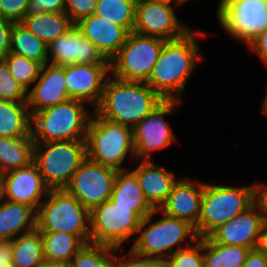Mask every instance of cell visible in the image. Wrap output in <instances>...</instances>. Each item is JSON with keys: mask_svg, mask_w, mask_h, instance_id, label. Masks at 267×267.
I'll return each instance as SVG.
<instances>
[{"mask_svg": "<svg viewBox=\"0 0 267 267\" xmlns=\"http://www.w3.org/2000/svg\"><path fill=\"white\" fill-rule=\"evenodd\" d=\"M196 36H206L204 32L190 30L184 36L166 40L159 59L153 67L146 83L164 100L182 101L181 93L200 55V45Z\"/></svg>", "mask_w": 267, "mask_h": 267, "instance_id": "obj_1", "label": "cell"}, {"mask_svg": "<svg viewBox=\"0 0 267 267\" xmlns=\"http://www.w3.org/2000/svg\"><path fill=\"white\" fill-rule=\"evenodd\" d=\"M163 101L146 82L125 81L110 75L95 111L107 120L133 129Z\"/></svg>", "mask_w": 267, "mask_h": 267, "instance_id": "obj_2", "label": "cell"}, {"mask_svg": "<svg viewBox=\"0 0 267 267\" xmlns=\"http://www.w3.org/2000/svg\"><path fill=\"white\" fill-rule=\"evenodd\" d=\"M86 103L69 99L31 115L34 143L86 141L91 113Z\"/></svg>", "mask_w": 267, "mask_h": 267, "instance_id": "obj_3", "label": "cell"}, {"mask_svg": "<svg viewBox=\"0 0 267 267\" xmlns=\"http://www.w3.org/2000/svg\"><path fill=\"white\" fill-rule=\"evenodd\" d=\"M160 212L163 217L153 221V216ZM137 234L139 236L136 235L131 249L139 255L160 260L169 258L175 251L190 246L198 238L195 228L190 223L168 216L160 209H155L141 221ZM186 238L188 242L179 245L184 243ZM174 246L177 247L174 249Z\"/></svg>", "mask_w": 267, "mask_h": 267, "instance_id": "obj_4", "label": "cell"}, {"mask_svg": "<svg viewBox=\"0 0 267 267\" xmlns=\"http://www.w3.org/2000/svg\"><path fill=\"white\" fill-rule=\"evenodd\" d=\"M36 213L40 232H66L90 243V212L65 189H50Z\"/></svg>", "mask_w": 267, "mask_h": 267, "instance_id": "obj_5", "label": "cell"}, {"mask_svg": "<svg viewBox=\"0 0 267 267\" xmlns=\"http://www.w3.org/2000/svg\"><path fill=\"white\" fill-rule=\"evenodd\" d=\"M88 124L87 157L102 165L121 167L126 156L135 161L132 128L101 117L95 110Z\"/></svg>", "mask_w": 267, "mask_h": 267, "instance_id": "obj_6", "label": "cell"}, {"mask_svg": "<svg viewBox=\"0 0 267 267\" xmlns=\"http://www.w3.org/2000/svg\"><path fill=\"white\" fill-rule=\"evenodd\" d=\"M254 203V184L236 187L204 184L202 212L195 232L198 238L208 237L219 226Z\"/></svg>", "mask_w": 267, "mask_h": 267, "instance_id": "obj_7", "label": "cell"}, {"mask_svg": "<svg viewBox=\"0 0 267 267\" xmlns=\"http://www.w3.org/2000/svg\"><path fill=\"white\" fill-rule=\"evenodd\" d=\"M86 158V141H49L34 144L33 161L50 189H64Z\"/></svg>", "mask_w": 267, "mask_h": 267, "instance_id": "obj_8", "label": "cell"}, {"mask_svg": "<svg viewBox=\"0 0 267 267\" xmlns=\"http://www.w3.org/2000/svg\"><path fill=\"white\" fill-rule=\"evenodd\" d=\"M165 42L162 38L130 32L124 45L110 61V74L125 81L146 82Z\"/></svg>", "mask_w": 267, "mask_h": 267, "instance_id": "obj_9", "label": "cell"}, {"mask_svg": "<svg viewBox=\"0 0 267 267\" xmlns=\"http://www.w3.org/2000/svg\"><path fill=\"white\" fill-rule=\"evenodd\" d=\"M90 243L121 248L138 232L136 208L118 207L110 199L90 211Z\"/></svg>", "mask_w": 267, "mask_h": 267, "instance_id": "obj_10", "label": "cell"}, {"mask_svg": "<svg viewBox=\"0 0 267 267\" xmlns=\"http://www.w3.org/2000/svg\"><path fill=\"white\" fill-rule=\"evenodd\" d=\"M217 16L226 34L248 45L267 28V0H220Z\"/></svg>", "mask_w": 267, "mask_h": 267, "instance_id": "obj_11", "label": "cell"}, {"mask_svg": "<svg viewBox=\"0 0 267 267\" xmlns=\"http://www.w3.org/2000/svg\"><path fill=\"white\" fill-rule=\"evenodd\" d=\"M117 173V169L87 157L64 189L90 212L110 199Z\"/></svg>", "mask_w": 267, "mask_h": 267, "instance_id": "obj_12", "label": "cell"}, {"mask_svg": "<svg viewBox=\"0 0 267 267\" xmlns=\"http://www.w3.org/2000/svg\"><path fill=\"white\" fill-rule=\"evenodd\" d=\"M180 104L179 100H164L132 129L136 160H150L153 151L175 143L176 137L164 118Z\"/></svg>", "mask_w": 267, "mask_h": 267, "instance_id": "obj_13", "label": "cell"}, {"mask_svg": "<svg viewBox=\"0 0 267 267\" xmlns=\"http://www.w3.org/2000/svg\"><path fill=\"white\" fill-rule=\"evenodd\" d=\"M178 20L170 3L137 0L132 32L165 40L178 39L191 30L183 21Z\"/></svg>", "mask_w": 267, "mask_h": 267, "instance_id": "obj_14", "label": "cell"}, {"mask_svg": "<svg viewBox=\"0 0 267 267\" xmlns=\"http://www.w3.org/2000/svg\"><path fill=\"white\" fill-rule=\"evenodd\" d=\"M0 186L1 198L28 205L36 212L50 190L34 161L26 167L0 175Z\"/></svg>", "mask_w": 267, "mask_h": 267, "instance_id": "obj_15", "label": "cell"}, {"mask_svg": "<svg viewBox=\"0 0 267 267\" xmlns=\"http://www.w3.org/2000/svg\"><path fill=\"white\" fill-rule=\"evenodd\" d=\"M48 54V63L56 66L110 65V61L75 25L48 46Z\"/></svg>", "mask_w": 267, "mask_h": 267, "instance_id": "obj_16", "label": "cell"}, {"mask_svg": "<svg viewBox=\"0 0 267 267\" xmlns=\"http://www.w3.org/2000/svg\"><path fill=\"white\" fill-rule=\"evenodd\" d=\"M110 65L73 64L65 66V80L70 99L99 106Z\"/></svg>", "mask_w": 267, "mask_h": 267, "instance_id": "obj_17", "label": "cell"}, {"mask_svg": "<svg viewBox=\"0 0 267 267\" xmlns=\"http://www.w3.org/2000/svg\"><path fill=\"white\" fill-rule=\"evenodd\" d=\"M264 224L258 206L253 203L227 223L219 226L209 237L223 245H237L255 249Z\"/></svg>", "mask_w": 267, "mask_h": 267, "instance_id": "obj_18", "label": "cell"}, {"mask_svg": "<svg viewBox=\"0 0 267 267\" xmlns=\"http://www.w3.org/2000/svg\"><path fill=\"white\" fill-rule=\"evenodd\" d=\"M66 82L65 66L43 65L33 88L27 92L30 115L69 100Z\"/></svg>", "mask_w": 267, "mask_h": 267, "instance_id": "obj_19", "label": "cell"}, {"mask_svg": "<svg viewBox=\"0 0 267 267\" xmlns=\"http://www.w3.org/2000/svg\"><path fill=\"white\" fill-rule=\"evenodd\" d=\"M204 184L181 178L172 187L167 201L160 207L166 215L190 223L194 228L202 212Z\"/></svg>", "mask_w": 267, "mask_h": 267, "instance_id": "obj_20", "label": "cell"}, {"mask_svg": "<svg viewBox=\"0 0 267 267\" xmlns=\"http://www.w3.org/2000/svg\"><path fill=\"white\" fill-rule=\"evenodd\" d=\"M75 26L109 61L119 52L129 34L124 27L95 14L82 18Z\"/></svg>", "mask_w": 267, "mask_h": 267, "instance_id": "obj_21", "label": "cell"}, {"mask_svg": "<svg viewBox=\"0 0 267 267\" xmlns=\"http://www.w3.org/2000/svg\"><path fill=\"white\" fill-rule=\"evenodd\" d=\"M139 185L149 203L155 208L167 201L173 185L178 181L172 171L158 166L150 160H142L134 169Z\"/></svg>", "mask_w": 267, "mask_h": 267, "instance_id": "obj_22", "label": "cell"}, {"mask_svg": "<svg viewBox=\"0 0 267 267\" xmlns=\"http://www.w3.org/2000/svg\"><path fill=\"white\" fill-rule=\"evenodd\" d=\"M110 200L118 207L136 208V215L141 220L155 210L145 197L136 175L130 168L118 170Z\"/></svg>", "mask_w": 267, "mask_h": 267, "instance_id": "obj_23", "label": "cell"}, {"mask_svg": "<svg viewBox=\"0 0 267 267\" xmlns=\"http://www.w3.org/2000/svg\"><path fill=\"white\" fill-rule=\"evenodd\" d=\"M36 213L28 205L0 198V240H12L35 230Z\"/></svg>", "mask_w": 267, "mask_h": 267, "instance_id": "obj_24", "label": "cell"}, {"mask_svg": "<svg viewBox=\"0 0 267 267\" xmlns=\"http://www.w3.org/2000/svg\"><path fill=\"white\" fill-rule=\"evenodd\" d=\"M21 23L47 46L75 25L65 12L25 15Z\"/></svg>", "mask_w": 267, "mask_h": 267, "instance_id": "obj_25", "label": "cell"}, {"mask_svg": "<svg viewBox=\"0 0 267 267\" xmlns=\"http://www.w3.org/2000/svg\"><path fill=\"white\" fill-rule=\"evenodd\" d=\"M0 137H32L27 103L0 100Z\"/></svg>", "mask_w": 267, "mask_h": 267, "instance_id": "obj_26", "label": "cell"}, {"mask_svg": "<svg viewBox=\"0 0 267 267\" xmlns=\"http://www.w3.org/2000/svg\"><path fill=\"white\" fill-rule=\"evenodd\" d=\"M34 144L32 137H0V175L32 163Z\"/></svg>", "mask_w": 267, "mask_h": 267, "instance_id": "obj_27", "label": "cell"}, {"mask_svg": "<svg viewBox=\"0 0 267 267\" xmlns=\"http://www.w3.org/2000/svg\"><path fill=\"white\" fill-rule=\"evenodd\" d=\"M41 236L44 258L67 266L85 245L78 236L66 232H41Z\"/></svg>", "mask_w": 267, "mask_h": 267, "instance_id": "obj_28", "label": "cell"}, {"mask_svg": "<svg viewBox=\"0 0 267 267\" xmlns=\"http://www.w3.org/2000/svg\"><path fill=\"white\" fill-rule=\"evenodd\" d=\"M250 248L215 243L209 236L203 238L204 267H242Z\"/></svg>", "mask_w": 267, "mask_h": 267, "instance_id": "obj_29", "label": "cell"}, {"mask_svg": "<svg viewBox=\"0 0 267 267\" xmlns=\"http://www.w3.org/2000/svg\"><path fill=\"white\" fill-rule=\"evenodd\" d=\"M10 52L39 62L42 66L48 64L47 44L30 33L21 22L12 25Z\"/></svg>", "mask_w": 267, "mask_h": 267, "instance_id": "obj_30", "label": "cell"}, {"mask_svg": "<svg viewBox=\"0 0 267 267\" xmlns=\"http://www.w3.org/2000/svg\"><path fill=\"white\" fill-rule=\"evenodd\" d=\"M12 264L15 267H37L44 259L41 232L35 230L12 239Z\"/></svg>", "mask_w": 267, "mask_h": 267, "instance_id": "obj_31", "label": "cell"}, {"mask_svg": "<svg viewBox=\"0 0 267 267\" xmlns=\"http://www.w3.org/2000/svg\"><path fill=\"white\" fill-rule=\"evenodd\" d=\"M137 0H97L94 14L124 27L129 33L135 24Z\"/></svg>", "mask_w": 267, "mask_h": 267, "instance_id": "obj_32", "label": "cell"}, {"mask_svg": "<svg viewBox=\"0 0 267 267\" xmlns=\"http://www.w3.org/2000/svg\"><path fill=\"white\" fill-rule=\"evenodd\" d=\"M121 248L108 245L85 244L70 261L68 267H115V252Z\"/></svg>", "mask_w": 267, "mask_h": 267, "instance_id": "obj_33", "label": "cell"}, {"mask_svg": "<svg viewBox=\"0 0 267 267\" xmlns=\"http://www.w3.org/2000/svg\"><path fill=\"white\" fill-rule=\"evenodd\" d=\"M3 60L8 65L12 76L18 84L28 92L32 88L31 84L38 79L42 65L39 62L11 52Z\"/></svg>", "mask_w": 267, "mask_h": 267, "instance_id": "obj_34", "label": "cell"}, {"mask_svg": "<svg viewBox=\"0 0 267 267\" xmlns=\"http://www.w3.org/2000/svg\"><path fill=\"white\" fill-rule=\"evenodd\" d=\"M163 267H204L203 238H197L190 246L175 251L162 260Z\"/></svg>", "mask_w": 267, "mask_h": 267, "instance_id": "obj_35", "label": "cell"}, {"mask_svg": "<svg viewBox=\"0 0 267 267\" xmlns=\"http://www.w3.org/2000/svg\"><path fill=\"white\" fill-rule=\"evenodd\" d=\"M0 100L27 103V91L18 84L3 59H0Z\"/></svg>", "mask_w": 267, "mask_h": 267, "instance_id": "obj_36", "label": "cell"}, {"mask_svg": "<svg viewBox=\"0 0 267 267\" xmlns=\"http://www.w3.org/2000/svg\"><path fill=\"white\" fill-rule=\"evenodd\" d=\"M97 0H65L64 12L75 24L84 17L94 14Z\"/></svg>", "mask_w": 267, "mask_h": 267, "instance_id": "obj_37", "label": "cell"}, {"mask_svg": "<svg viewBox=\"0 0 267 267\" xmlns=\"http://www.w3.org/2000/svg\"><path fill=\"white\" fill-rule=\"evenodd\" d=\"M128 251L123 257L115 255V267H163L160 259L139 255L131 248Z\"/></svg>", "mask_w": 267, "mask_h": 267, "instance_id": "obj_38", "label": "cell"}, {"mask_svg": "<svg viewBox=\"0 0 267 267\" xmlns=\"http://www.w3.org/2000/svg\"><path fill=\"white\" fill-rule=\"evenodd\" d=\"M29 0H0V16L13 21L21 22L26 15Z\"/></svg>", "mask_w": 267, "mask_h": 267, "instance_id": "obj_39", "label": "cell"}, {"mask_svg": "<svg viewBox=\"0 0 267 267\" xmlns=\"http://www.w3.org/2000/svg\"><path fill=\"white\" fill-rule=\"evenodd\" d=\"M65 0H29L26 15L64 12Z\"/></svg>", "mask_w": 267, "mask_h": 267, "instance_id": "obj_40", "label": "cell"}, {"mask_svg": "<svg viewBox=\"0 0 267 267\" xmlns=\"http://www.w3.org/2000/svg\"><path fill=\"white\" fill-rule=\"evenodd\" d=\"M13 21L0 16V59L10 52V33Z\"/></svg>", "mask_w": 267, "mask_h": 267, "instance_id": "obj_41", "label": "cell"}, {"mask_svg": "<svg viewBox=\"0 0 267 267\" xmlns=\"http://www.w3.org/2000/svg\"><path fill=\"white\" fill-rule=\"evenodd\" d=\"M247 46L267 65V28L259 33Z\"/></svg>", "mask_w": 267, "mask_h": 267, "instance_id": "obj_42", "label": "cell"}, {"mask_svg": "<svg viewBox=\"0 0 267 267\" xmlns=\"http://www.w3.org/2000/svg\"><path fill=\"white\" fill-rule=\"evenodd\" d=\"M254 203L258 206L264 223H267V185L254 183Z\"/></svg>", "mask_w": 267, "mask_h": 267, "instance_id": "obj_43", "label": "cell"}, {"mask_svg": "<svg viewBox=\"0 0 267 267\" xmlns=\"http://www.w3.org/2000/svg\"><path fill=\"white\" fill-rule=\"evenodd\" d=\"M242 267H267V257L257 248L250 249Z\"/></svg>", "mask_w": 267, "mask_h": 267, "instance_id": "obj_44", "label": "cell"}, {"mask_svg": "<svg viewBox=\"0 0 267 267\" xmlns=\"http://www.w3.org/2000/svg\"><path fill=\"white\" fill-rule=\"evenodd\" d=\"M12 240H0V265L12 263Z\"/></svg>", "mask_w": 267, "mask_h": 267, "instance_id": "obj_45", "label": "cell"}, {"mask_svg": "<svg viewBox=\"0 0 267 267\" xmlns=\"http://www.w3.org/2000/svg\"><path fill=\"white\" fill-rule=\"evenodd\" d=\"M256 248L267 257V223L262 226Z\"/></svg>", "mask_w": 267, "mask_h": 267, "instance_id": "obj_46", "label": "cell"}, {"mask_svg": "<svg viewBox=\"0 0 267 267\" xmlns=\"http://www.w3.org/2000/svg\"><path fill=\"white\" fill-rule=\"evenodd\" d=\"M37 267H68L66 264L56 261L43 259V261Z\"/></svg>", "mask_w": 267, "mask_h": 267, "instance_id": "obj_47", "label": "cell"}, {"mask_svg": "<svg viewBox=\"0 0 267 267\" xmlns=\"http://www.w3.org/2000/svg\"><path fill=\"white\" fill-rule=\"evenodd\" d=\"M262 109L263 113L267 116V94H265V97L263 98Z\"/></svg>", "mask_w": 267, "mask_h": 267, "instance_id": "obj_48", "label": "cell"}, {"mask_svg": "<svg viewBox=\"0 0 267 267\" xmlns=\"http://www.w3.org/2000/svg\"><path fill=\"white\" fill-rule=\"evenodd\" d=\"M154 1H162V2H167V3H170L172 4L171 2L175 1V5L173 7H177L180 6V2L179 0H154Z\"/></svg>", "mask_w": 267, "mask_h": 267, "instance_id": "obj_49", "label": "cell"}, {"mask_svg": "<svg viewBox=\"0 0 267 267\" xmlns=\"http://www.w3.org/2000/svg\"><path fill=\"white\" fill-rule=\"evenodd\" d=\"M0 267H15V266L11 263V264H7V265H3V266L0 265Z\"/></svg>", "mask_w": 267, "mask_h": 267, "instance_id": "obj_50", "label": "cell"}, {"mask_svg": "<svg viewBox=\"0 0 267 267\" xmlns=\"http://www.w3.org/2000/svg\"><path fill=\"white\" fill-rule=\"evenodd\" d=\"M186 1H188V0H179L180 6H181V4L185 3Z\"/></svg>", "mask_w": 267, "mask_h": 267, "instance_id": "obj_51", "label": "cell"}]
</instances>
